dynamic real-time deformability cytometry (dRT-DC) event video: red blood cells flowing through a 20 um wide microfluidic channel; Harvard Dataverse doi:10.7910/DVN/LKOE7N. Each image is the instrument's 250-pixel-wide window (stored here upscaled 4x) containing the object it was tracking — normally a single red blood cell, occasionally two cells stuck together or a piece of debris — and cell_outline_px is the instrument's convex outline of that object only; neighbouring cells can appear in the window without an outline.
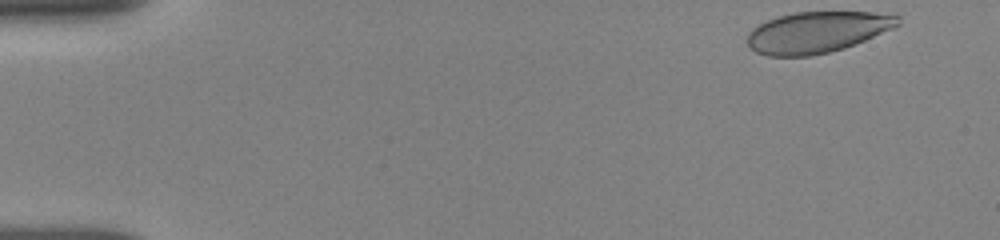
{"species": "human", "species_latin": "Homo sapiens", "temperature_condition": "room temperature", "stored_images_in_passage": 90, "camera_frame_rate_fps": 3000, "um_per_image_px": 0.085, "donor": {"sex": "female"}, "frame": {"image": 1, "passage_image": 1, "time_ms": 0.0, "image_size_px": [1000, 240], "cell_outline_px": [[900, 24], [892, 28], [864, 40], [844, 48], [812, 56], [768, 56], [756, 52], [748, 48], [748, 32], [752, 28], [768, 20], [780, 16], [796, 12], [872, 12], [900, 16]], "centroid_in_image_um": [69.42, 2.74], "position_along_channel_um": 15.6, "area_um2": 35.89}}
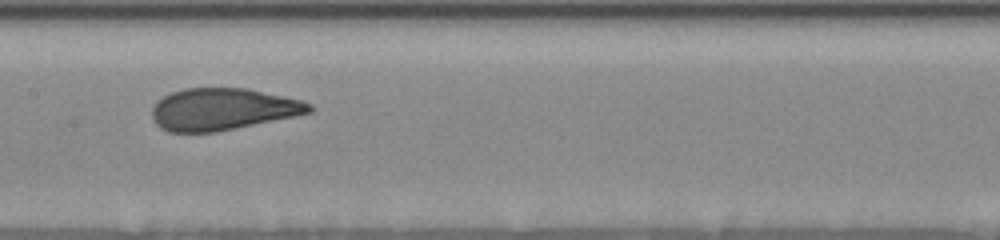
{"frame": {"image": 2, "passage_image": 43, "time_ms": 7.667, "image_size_px": [1000, 240], "cell_outline_px": [[312, 112], [296, 116], [216, 132], [168, 132], [160, 128], [152, 120], [152, 108], [164, 96], [172, 92], [184, 88], [248, 88], [300, 100], [312, 104]], "centroid_in_image_um": [18.92, 9.29], "position_along_channel_um": 188.5, "area_um2": 38.38}}
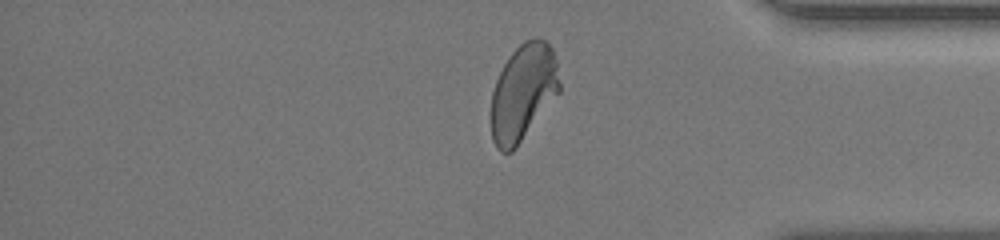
{"frame": {"image": 3, "passage_image": 78, "time_ms": 13.333, "image_size_px": [1000, 240], "cell_outline_px": [[560, 92], [516, 148], [512, 152], [500, 152], [496, 148], [492, 140], [492, 92], [496, 80], [508, 56], [524, 40], [536, 36], [540, 36], [552, 48], [556, 60], [560, 84]], "centroid_in_image_um": [44.48, 7.84], "position_along_channel_um": 390.7, "area_um2": 38.61}, "authors_computed_cell_mechanics": {"area_um2": 38.5237, "velocity_mm_per_s": 3.8379, "shape_relaxation_time_tau1_ms": 5.4454, "shape_relaxation_time_tau2_ms": null, "deformation_change_tau1": 0.1612, "deformation_change_tau2": null}}